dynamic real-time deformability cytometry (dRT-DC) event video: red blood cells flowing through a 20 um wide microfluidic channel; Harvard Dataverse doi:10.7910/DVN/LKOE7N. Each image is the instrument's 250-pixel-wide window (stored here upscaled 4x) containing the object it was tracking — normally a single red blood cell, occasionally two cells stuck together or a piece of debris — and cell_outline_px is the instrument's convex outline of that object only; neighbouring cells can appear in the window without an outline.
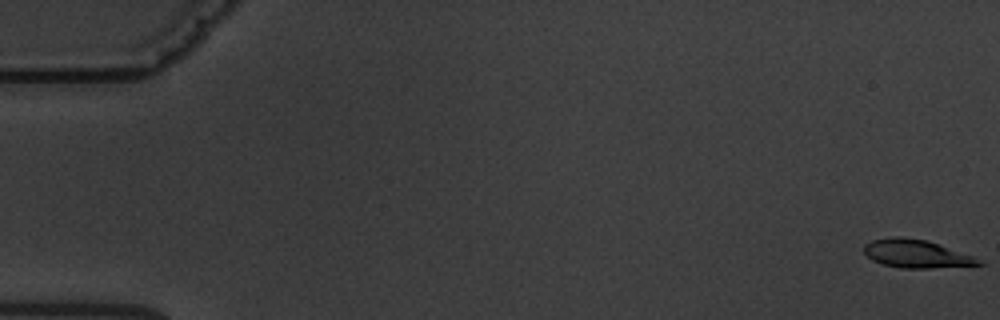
{"species": "common noctule bat (a hibernating species)", "species_latin": "Nyctalus noctula", "temperature_condition": "warm", "stored_images_in_passage": 6, "camera_frame_rate_fps": 3000, "um_per_image_px": 0.085, "animal": {"sex": "male", "body_mass_g": 19.5, "forearm_length_mm": 54.6}, "frame": {"image": 1, "passage_image": 1, "time_ms": 0.0, "image_size_px": [1000, 320], "cell_outline_px": [[984, 264], [932, 268], [900, 268], [884, 264], [872, 260], [864, 252], [864, 244], [872, 240], [892, 236], [900, 236], [928, 240], [972, 256]], "centroid_in_image_um": [77.82, 21.56], "position_along_channel_um": 7.2, "area_um2": 18.61}}
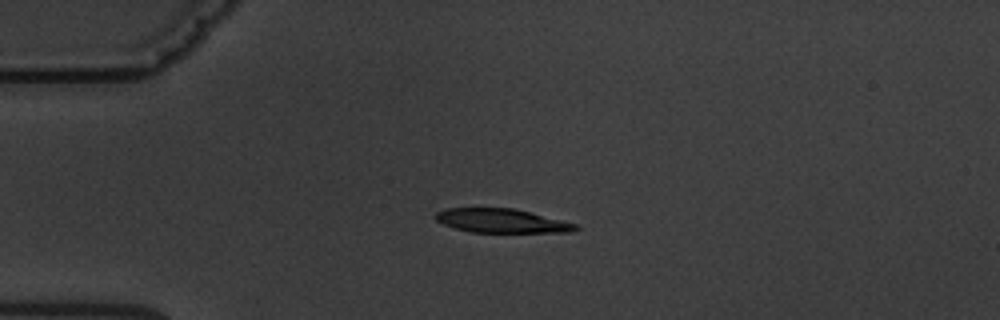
{"frame": {"image": 2, "passage_image": 5, "time_ms": 4.667, "image_size_px": [1000, 320], "cell_outline_px": [[580, 228], [572, 232], [472, 232], [456, 228], [444, 224], [436, 220], [436, 212], [444, 208], [512, 208], [576, 224]], "centroid_in_image_um": [42.61, 18.77], "position_along_channel_um": 42.4, "area_um2": 19.19}}